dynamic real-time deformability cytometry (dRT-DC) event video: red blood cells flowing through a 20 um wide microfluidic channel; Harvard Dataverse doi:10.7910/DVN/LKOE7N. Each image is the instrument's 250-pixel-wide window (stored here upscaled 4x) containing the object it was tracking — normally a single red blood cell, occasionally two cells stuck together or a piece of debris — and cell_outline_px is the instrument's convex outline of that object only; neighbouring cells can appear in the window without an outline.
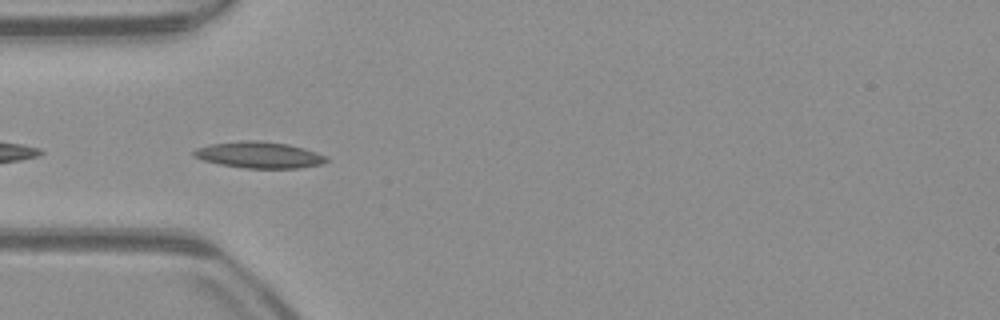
{"species": "common noctule bat (a hibernating species)", "species_latin": "Nyctalus noctula", "temperature_condition": "warm", "stored_images_in_passage": 22, "camera_frame_rate_fps": 3000, "um_per_image_px": 0.085, "animal": {"sex": "male", "body_mass_g": 23.1, "forearm_length_mm": 52.7}, "frame": {"image": 1, "passage_image": 2, "time_ms": 0.333, "image_size_px": [1000, 320], "cell_outline_px": [[328, 160], [324, 164], [300, 168], [244, 168], [220, 164], [204, 160], [192, 156], [192, 152], [196, 148], [208, 144], [244, 140], [260, 140], [288, 144], [304, 148], [328, 156]], "centroid_in_image_um": [22.04, 13.16], "position_along_channel_um": 63.0, "area_um2": 20.58}}
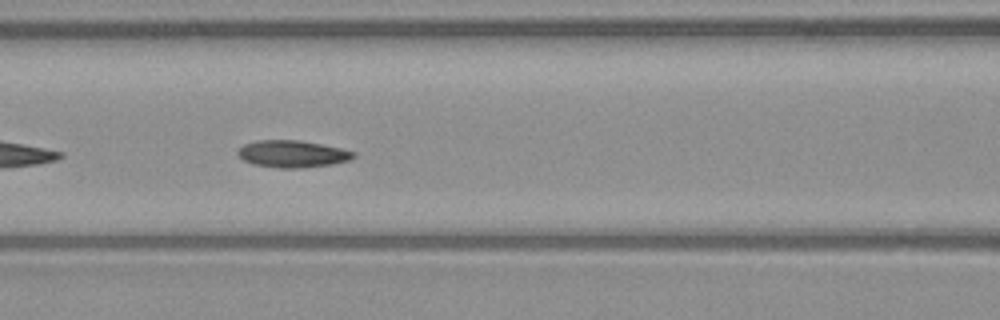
{"frame": {"image": 2, "passage_image": 8, "time_ms": 2.333, "image_size_px": [1000, 320], "cell_outline_px": [[356, 156], [352, 160], [332, 164], [300, 168], [280, 168], [252, 164], [244, 160], [236, 152], [244, 144], [256, 140], [300, 140], [344, 148], [356, 152]], "centroid_in_image_um": [24.91, 13.07], "position_along_channel_um": 141.7, "area_um2": 18.44}}
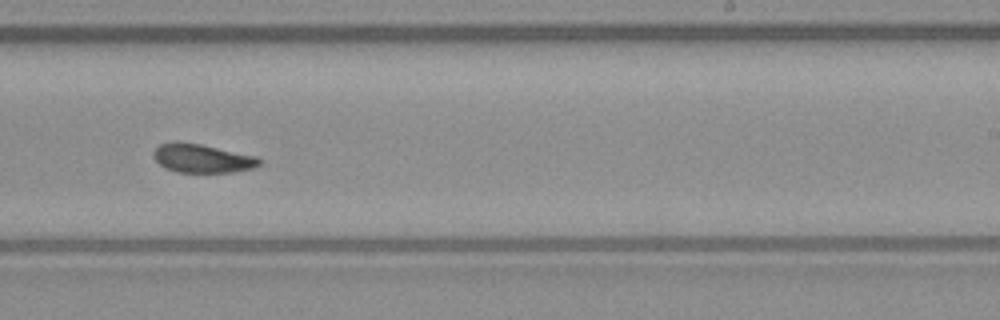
{"frame": {"image": 3, "passage_image": 18, "time_ms": 5.667, "image_size_px": [1000, 320], "cell_outline_px": [[264, 160], [260, 164], [252, 168], [232, 172], [176, 172], [164, 168], [156, 160], [152, 152], [160, 144], [172, 140], [176, 140], [200, 144], [256, 156]], "centroid_in_image_um": [17.16, 13.45], "position_along_channel_um": 271.8, "area_um2": 17.8}}